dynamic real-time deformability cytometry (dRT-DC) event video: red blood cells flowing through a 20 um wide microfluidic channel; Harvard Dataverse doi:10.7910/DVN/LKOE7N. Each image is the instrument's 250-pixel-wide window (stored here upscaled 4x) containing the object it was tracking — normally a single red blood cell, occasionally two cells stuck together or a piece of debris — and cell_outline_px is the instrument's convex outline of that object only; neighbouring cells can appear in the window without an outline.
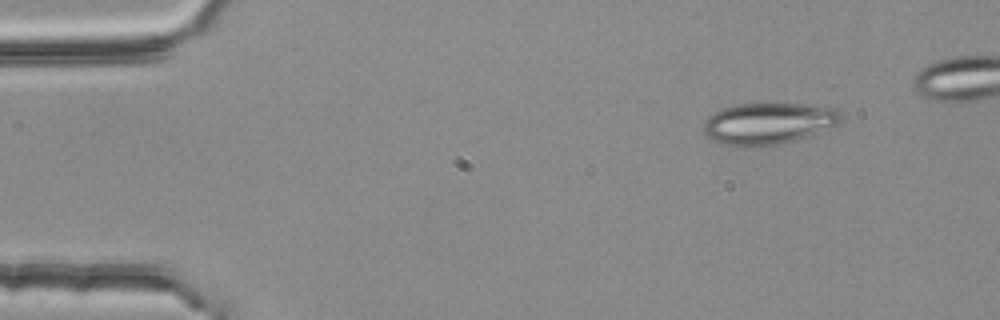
{"species": "common noctule bat (a hibernating species)", "species_latin": "Nyctalus noctula", "temperature_condition": "room temperature", "stored_images_in_passage": 3, "camera_frame_rate_fps": 3000, "um_per_image_px": 0.085, "animal": {"sex": "female", "body_mass_g": 25.1}, "frame": {"image": 1, "passage_image": 1, "time_ms": 0.0, "image_size_px": [1000, 320], "cell_outline_px": [[844, 116], [836, 124], [796, 140], [776, 144], [748, 148], [720, 144], [712, 140], [704, 132], [704, 124], [708, 116], [724, 108], [736, 104], [800, 104], [836, 108]], "centroid_in_image_um": [65.27, 10.5], "position_along_channel_um": 19.7, "area_um2": 33.0}}